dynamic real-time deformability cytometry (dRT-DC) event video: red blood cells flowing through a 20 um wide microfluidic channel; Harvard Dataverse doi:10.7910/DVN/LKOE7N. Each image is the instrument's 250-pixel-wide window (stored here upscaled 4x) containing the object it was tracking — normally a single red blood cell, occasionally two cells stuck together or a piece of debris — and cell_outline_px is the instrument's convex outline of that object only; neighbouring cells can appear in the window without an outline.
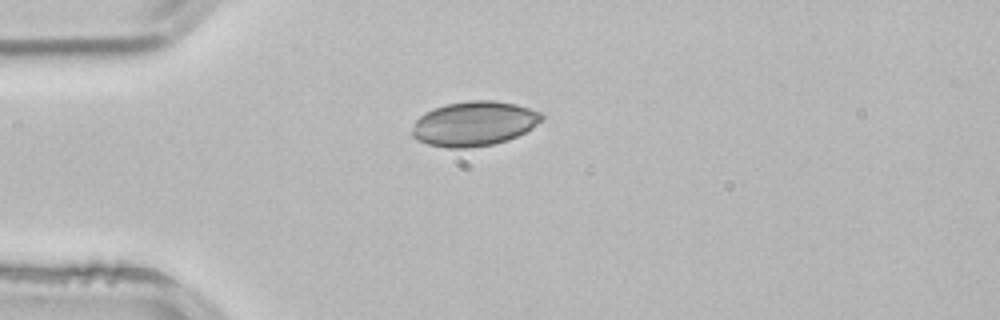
{"species": "common noctule bat (a hibernating species)", "species_latin": "Nyctalus noctula", "temperature_condition": "room temperature", "stored_images_in_passage": 1, "camera_frame_rate_fps": 3000, "um_per_image_px": 0.085, "animal": {"sex": "male", "body_mass_g": 21.5, "forearm_length_mm": 52.0}, "frame": {"image": 1, "passage_image": 1, "time_ms": 0.0, "image_size_px": [1000, 320], "cell_outline_px": [[544, 116], [532, 128], [508, 140], [492, 144], [468, 148], [448, 148], [428, 144], [416, 140], [412, 136], [412, 128], [416, 120], [424, 112], [432, 108], [448, 104], [468, 100], [496, 100], [516, 104], [540, 112]], "centroid_in_image_um": [40.26, 10.5], "position_along_channel_um": 44.7, "area_um2": 33.7}}